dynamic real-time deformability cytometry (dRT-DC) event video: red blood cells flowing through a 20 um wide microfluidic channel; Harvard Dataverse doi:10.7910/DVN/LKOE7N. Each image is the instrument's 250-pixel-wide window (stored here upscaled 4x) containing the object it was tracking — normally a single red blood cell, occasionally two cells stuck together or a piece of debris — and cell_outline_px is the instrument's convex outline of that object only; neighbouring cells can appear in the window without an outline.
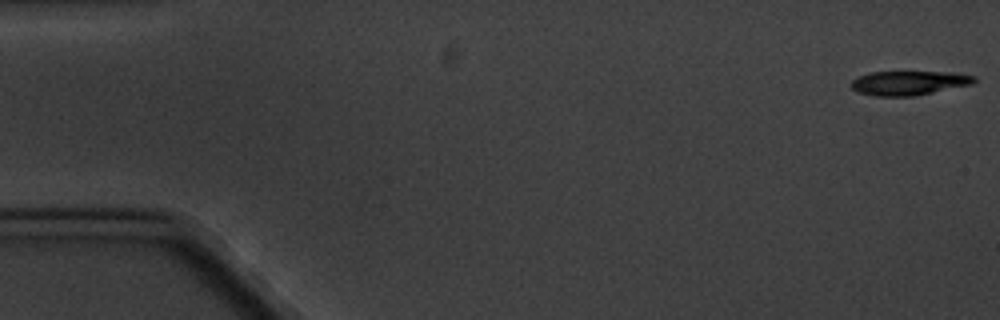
{"species": "common noctule bat (a hibernating species)", "species_latin": "Nyctalus noctula", "temperature_condition": "cold", "stored_images_in_passage": 9, "camera_frame_rate_fps": 3000, "um_per_image_px": 0.085, "animal": {"sex": "male", "body_mass_g": 20.1, "forearm_length_mm": 53.5}, "frame": {"image": 1, "passage_image": 1, "time_ms": 0.0, "image_size_px": [1000, 320], "cell_outline_px": [[976, 80], [972, 84], [912, 96], [876, 96], [860, 92], [852, 88], [852, 80], [860, 76], [872, 72], [952, 72], [976, 76]], "centroid_in_image_um": [77.28, 7.04], "position_along_channel_um": 7.7, "area_um2": 17.05}}